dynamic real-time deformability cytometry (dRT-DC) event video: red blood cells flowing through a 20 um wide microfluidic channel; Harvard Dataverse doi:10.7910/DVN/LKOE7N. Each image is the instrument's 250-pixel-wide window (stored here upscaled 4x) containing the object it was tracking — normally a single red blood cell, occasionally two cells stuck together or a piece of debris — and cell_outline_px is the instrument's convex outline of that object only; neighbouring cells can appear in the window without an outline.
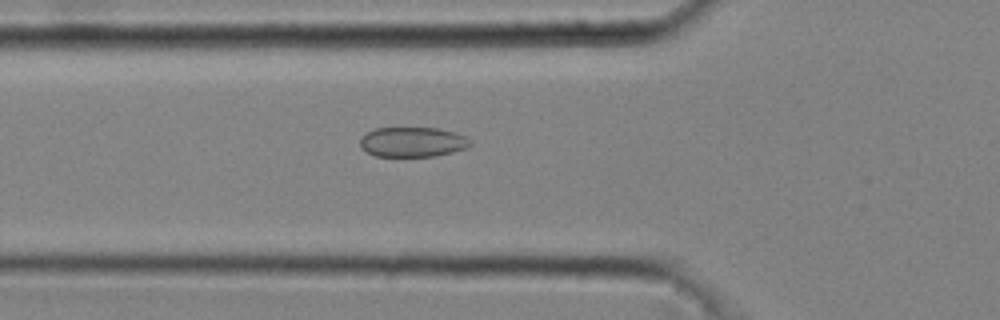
{"species": "common noctule bat (a hibernating species)", "species_latin": "Nyctalus noctula", "temperature_condition": "cold", "stored_images_in_passage": 44, "camera_frame_rate_fps": 3000, "um_per_image_px": 0.085, "animal": {"sex": "male", "body_mass_g": 20.4}, "frame": {"image": 1, "passage_image": 17, "time_ms": 5.333, "image_size_px": [1000, 320], "cell_outline_px": [[472, 144], [464, 148], [452, 152], [436, 156], [376, 156], [360, 148], [360, 136], [376, 128], [436, 128], [456, 132], [472, 140]], "centroid_in_image_um": [35.06, 12.06], "position_along_channel_um": 90.7, "area_um2": 19.19}}
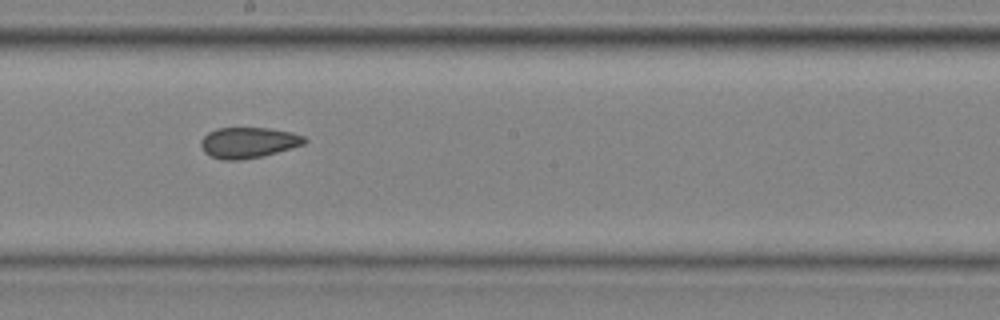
{"frame": {"image": 2, "passage_image": 27, "time_ms": 8.667, "image_size_px": [1000, 320], "cell_outline_px": [[308, 140], [304, 144], [264, 156], [240, 160], [224, 160], [212, 156], [204, 152], [200, 144], [200, 140], [208, 132], [216, 128], [268, 128], [292, 132], [304, 136]], "centroid_in_image_um": [21.11, 12.12], "position_along_channel_um": 227.1, "area_um2": 18.61}}
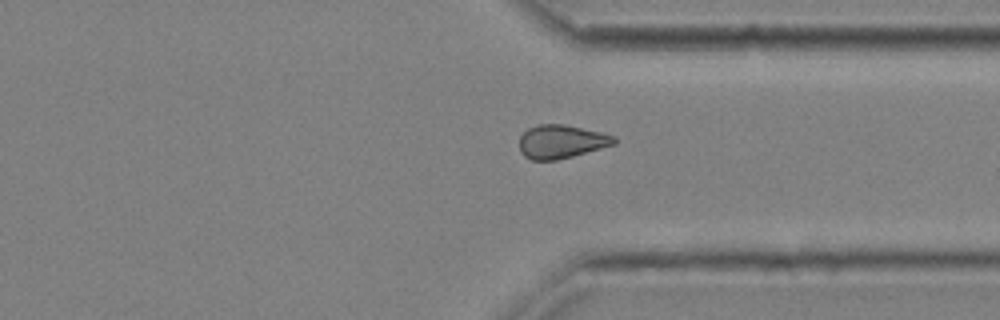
{"frame": {"image": 3, "passage_image": 37, "time_ms": 12.0, "image_size_px": [1000, 320], "cell_outline_px": [[616, 144], [572, 156], [556, 160], [532, 160], [524, 156], [520, 152], [520, 136], [528, 128], [536, 124], [564, 124], [600, 132], [616, 136]], "centroid_in_image_um": [47.7, 12.03], "position_along_channel_um": 363.7, "area_um2": 18.5}, "authors_computed_cell_mechanics": {"area_um2": 18.8139, "velocity_mm_per_s": 4.0786, "shape_relaxation_time_tau1_ms": null, "shape_relaxation_time_tau2_ms": 2.8153, "deformation_change_tau1": null, "deformation_change_tau2": 0.073}}